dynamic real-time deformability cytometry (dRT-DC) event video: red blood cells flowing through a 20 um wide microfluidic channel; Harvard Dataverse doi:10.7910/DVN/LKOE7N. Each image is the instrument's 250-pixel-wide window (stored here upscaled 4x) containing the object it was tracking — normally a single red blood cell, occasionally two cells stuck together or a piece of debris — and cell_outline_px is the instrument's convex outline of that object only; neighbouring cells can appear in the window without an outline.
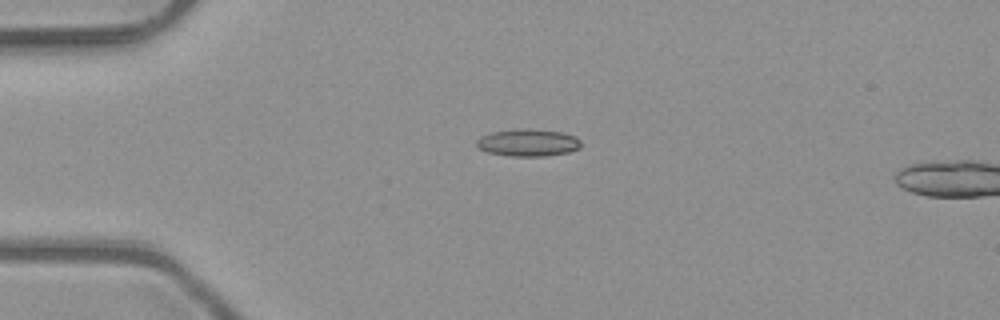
{"species": "common noctule bat (a hibernating species)", "species_latin": "Nyctalus noctula", "temperature_condition": "room temperature", "stored_images_in_passage": 2, "camera_frame_rate_fps": 3000, "um_per_image_px": 0.085, "animal": {"sex": "male", "body_mass_g": 23.1, "forearm_length_mm": 52.7}, "frame": {"image": 1, "passage_image": 1, "time_ms": 0.0, "image_size_px": [1000, 320], "cell_outline_px": [[580, 148], [568, 152], [548, 156], [508, 156], [488, 152], [476, 148], [476, 140], [480, 136], [492, 132], [524, 128], [528, 128], [560, 132], [576, 136], [580, 140]], "centroid_in_image_um": [44.86, 12.13], "position_along_channel_um": 40.1, "area_um2": 16.7}}